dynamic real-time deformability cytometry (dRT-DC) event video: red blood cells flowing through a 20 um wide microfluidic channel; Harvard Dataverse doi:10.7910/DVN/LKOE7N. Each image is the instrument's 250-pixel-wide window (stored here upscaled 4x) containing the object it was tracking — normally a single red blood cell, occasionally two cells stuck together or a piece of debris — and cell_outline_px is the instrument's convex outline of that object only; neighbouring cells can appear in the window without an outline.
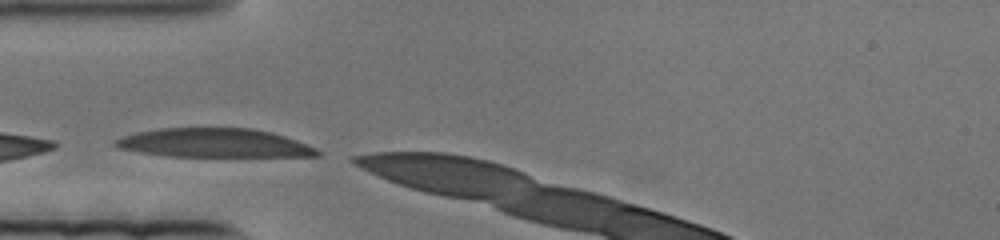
{"species": "human", "species_latin": "Homo sapiens", "temperature_condition": "cold", "stored_images_in_passage": 5, "camera_frame_rate_fps": 3000, "um_per_image_px": 0.085, "donor": {"sex": "female"}, "frame": {"image": 1, "passage_image": 1, "time_ms": 0.0, "image_size_px": [1000, 240], "cell_outline_px": [[320, 156], [164, 156], [116, 148], [112, 144], [112, 140], [136, 132], [160, 128], [252, 128], [272, 132], [296, 140], [316, 148], [320, 152]], "centroid_in_image_um": [18.15, 12.15], "position_along_channel_um": 66.9, "area_um2": 34.04}}